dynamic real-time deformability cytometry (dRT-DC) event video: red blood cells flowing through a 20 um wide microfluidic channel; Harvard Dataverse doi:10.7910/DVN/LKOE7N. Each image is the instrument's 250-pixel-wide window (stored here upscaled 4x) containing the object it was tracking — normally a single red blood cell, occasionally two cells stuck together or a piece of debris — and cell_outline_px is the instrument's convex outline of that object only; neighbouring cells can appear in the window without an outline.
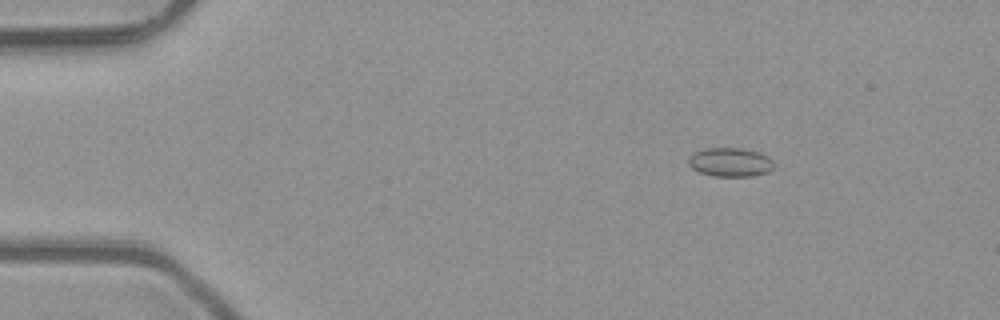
{"species": "common noctule bat (a hibernating species)", "species_latin": "Nyctalus noctula", "temperature_condition": "room temperature", "stored_images_in_passage": 4, "camera_frame_rate_fps": 3000, "um_per_image_px": 0.085, "animal": {"sex": "male", "body_mass_g": 23.1, "forearm_length_mm": 52.7}, "frame": {"image": 1, "passage_image": 2, "time_ms": 0.333, "image_size_px": [1000, 320], "cell_outline_px": [[772, 168], [768, 172], [752, 176], [712, 176], [700, 172], [692, 168], [688, 164], [688, 156], [704, 148], [740, 148], [756, 152], [768, 156], [772, 160]], "centroid_in_image_um": [62.03, 13.79], "position_along_channel_um": 23.0, "area_um2": 14.28}}